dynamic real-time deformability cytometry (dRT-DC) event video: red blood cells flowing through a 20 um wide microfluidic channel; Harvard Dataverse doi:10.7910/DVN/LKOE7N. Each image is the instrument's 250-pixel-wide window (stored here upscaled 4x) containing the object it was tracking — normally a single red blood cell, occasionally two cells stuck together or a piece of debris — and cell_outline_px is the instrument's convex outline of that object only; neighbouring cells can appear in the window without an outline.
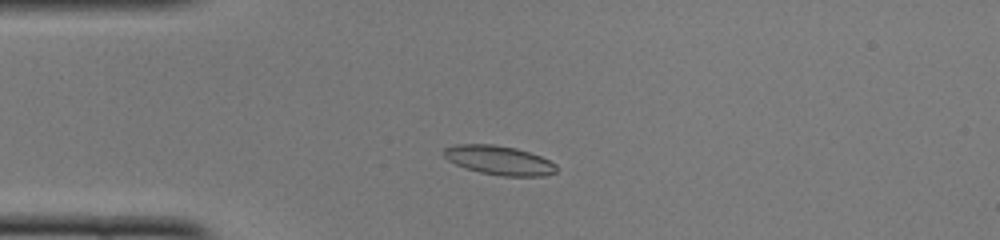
{"species": "common noctule bat (a hibernating species)", "species_latin": "Nyctalus noctula", "temperature_condition": "cold", "stored_images_in_passage": 46, "camera_frame_rate_fps": 3000, "um_per_image_px": 0.085, "animal": {"sex": "female", "body_mass_g": 22.0, "forearm_length_mm": 56.7}, "frame": {"image": 1, "passage_image": 8, "time_ms": 2.333, "image_size_px": [1000, 240], "cell_outline_px": [[556, 172], [544, 176], [500, 176], [480, 172], [464, 168], [448, 160], [444, 156], [444, 148], [456, 144], [492, 144], [516, 148], [540, 156], [556, 164]], "centroid_in_image_um": [42.41, 13.62], "position_along_channel_um": 42.6, "area_um2": 19.07}}
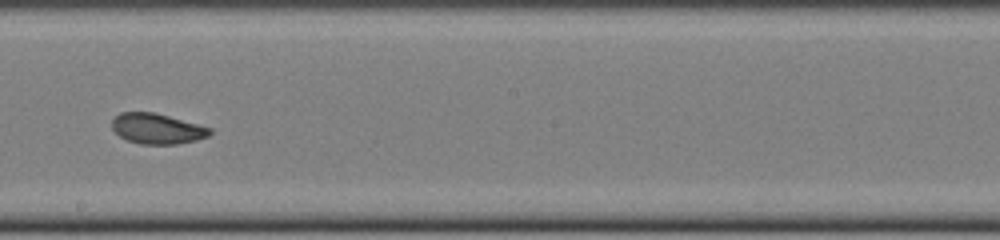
{"frame": {"image": 2, "passage_image": 24, "time_ms": 7.667, "image_size_px": [1000, 240], "cell_outline_px": [[212, 132], [208, 136], [196, 140], [176, 144], [140, 144], [128, 140], [120, 136], [112, 128], [112, 120], [120, 112], [156, 112], [212, 128]], "centroid_in_image_um": [13.36, 10.93], "position_along_channel_um": 234.8, "area_um2": 17.34}}
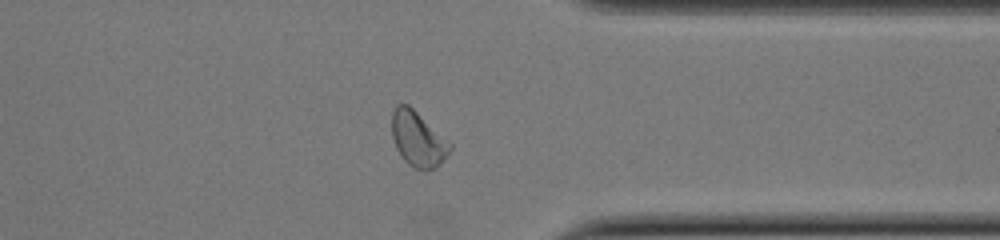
{"frame": {"image": 3, "passage_image": 35, "time_ms": 11.333, "image_size_px": [1000, 240], "cell_outline_px": [[452, 148], [448, 156], [440, 164], [432, 168], [416, 168], [408, 164], [404, 160], [396, 148], [392, 136], [392, 112], [396, 104], [408, 104], [452, 144]], "centroid_in_image_um": [35.52, 11.8], "position_along_channel_um": 375.9, "area_um2": 18.38}, "authors_computed_cell_mechanics": {"area_um2": 18.2937, "velocity_mm_per_s": 3.981, "shape_relaxation_time_tau1_ms": 5.7026, "shape_relaxation_time_tau2_ms": 1.8149, "deformation_change_tau1": 0.1424, "deformation_change_tau2": 0.0614}}